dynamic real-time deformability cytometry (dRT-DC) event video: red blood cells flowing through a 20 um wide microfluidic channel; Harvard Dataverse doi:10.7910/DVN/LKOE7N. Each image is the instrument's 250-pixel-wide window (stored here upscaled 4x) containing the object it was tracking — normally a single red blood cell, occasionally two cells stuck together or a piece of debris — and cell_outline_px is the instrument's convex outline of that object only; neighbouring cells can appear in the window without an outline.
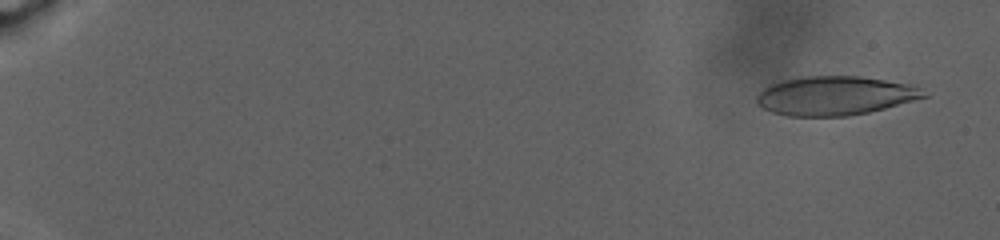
{"species": "human", "species_latin": "Homo sapiens", "temperature_condition": "warm", "stored_images_in_passage": 22, "camera_frame_rate_fps": 3000, "um_per_image_px": 0.085, "donor": {"sex": "male"}, "frame": {"image": 1, "passage_image": 4, "time_ms": 1.0, "image_size_px": [1000, 240], "cell_outline_px": [[928, 96], [884, 108], [868, 112], [848, 116], [788, 116], [772, 112], [756, 104], [756, 96], [768, 84], [780, 80], [804, 76], [860, 76], [908, 84], [920, 88]], "centroid_in_image_um": [70.91, 8.13], "position_along_channel_um": 14.1, "area_um2": 37.86}}